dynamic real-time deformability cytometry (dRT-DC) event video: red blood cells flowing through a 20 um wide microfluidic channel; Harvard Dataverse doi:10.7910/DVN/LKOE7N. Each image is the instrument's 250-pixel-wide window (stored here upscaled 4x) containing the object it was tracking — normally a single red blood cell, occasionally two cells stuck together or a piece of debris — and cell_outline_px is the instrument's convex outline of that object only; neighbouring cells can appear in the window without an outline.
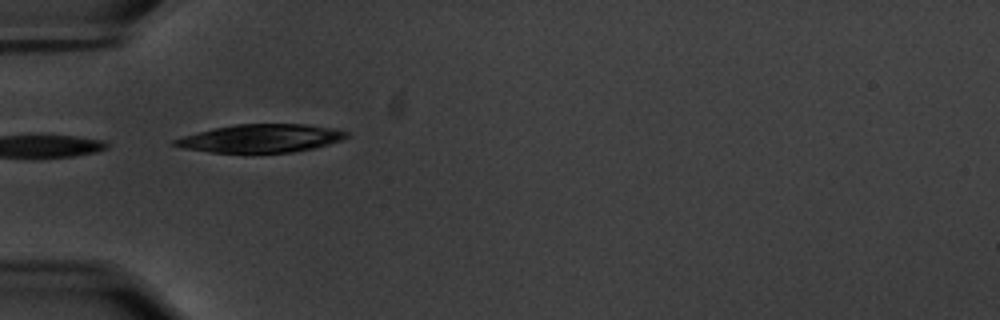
{"species": "common noctule bat (a hibernating species)", "species_latin": "Nyctalus noctula", "temperature_condition": "warm", "stored_images_in_passage": 11, "camera_frame_rate_fps": 3000, "um_per_image_px": 0.085, "animal": {"sex": "male", "body_mass_g": 20.1, "forearm_length_mm": 53.5}, "frame": {"image": 1, "passage_image": 1, "time_ms": 0.0, "image_size_px": [1000, 320], "cell_outline_px": [[348, 136], [340, 140], [328, 144], [312, 148], [292, 152], [212, 152], [184, 148], [172, 144], [172, 140], [184, 136], [212, 128], [236, 124], [304, 124], [336, 128], [348, 132]], "centroid_in_image_um": [22.18, 11.74], "position_along_channel_um": 62.8, "area_um2": 27.86}}